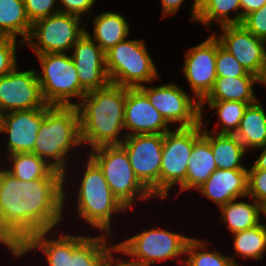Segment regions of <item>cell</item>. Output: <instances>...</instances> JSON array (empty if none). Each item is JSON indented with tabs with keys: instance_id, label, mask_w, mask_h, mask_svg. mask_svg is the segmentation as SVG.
<instances>
[{
	"instance_id": "obj_44",
	"label": "cell",
	"mask_w": 266,
	"mask_h": 266,
	"mask_svg": "<svg viewBox=\"0 0 266 266\" xmlns=\"http://www.w3.org/2000/svg\"><path fill=\"white\" fill-rule=\"evenodd\" d=\"M209 0H194L192 6L191 18L196 21L198 11L208 2Z\"/></svg>"
},
{
	"instance_id": "obj_5",
	"label": "cell",
	"mask_w": 266,
	"mask_h": 266,
	"mask_svg": "<svg viewBox=\"0 0 266 266\" xmlns=\"http://www.w3.org/2000/svg\"><path fill=\"white\" fill-rule=\"evenodd\" d=\"M110 83L139 88L160 78L144 40H123L105 52Z\"/></svg>"
},
{
	"instance_id": "obj_22",
	"label": "cell",
	"mask_w": 266,
	"mask_h": 266,
	"mask_svg": "<svg viewBox=\"0 0 266 266\" xmlns=\"http://www.w3.org/2000/svg\"><path fill=\"white\" fill-rule=\"evenodd\" d=\"M258 76L217 77L211 91L202 101H241L249 105L258 101L253 86Z\"/></svg>"
},
{
	"instance_id": "obj_29",
	"label": "cell",
	"mask_w": 266,
	"mask_h": 266,
	"mask_svg": "<svg viewBox=\"0 0 266 266\" xmlns=\"http://www.w3.org/2000/svg\"><path fill=\"white\" fill-rule=\"evenodd\" d=\"M8 157L12 164L10 169L5 170L22 181L46 178L54 170L44 159L32 152L10 154Z\"/></svg>"
},
{
	"instance_id": "obj_24",
	"label": "cell",
	"mask_w": 266,
	"mask_h": 266,
	"mask_svg": "<svg viewBox=\"0 0 266 266\" xmlns=\"http://www.w3.org/2000/svg\"><path fill=\"white\" fill-rule=\"evenodd\" d=\"M93 35L88 31L86 33L94 39L99 47L108 51L120 41L129 36V23L123 15L114 12H104L94 18Z\"/></svg>"
},
{
	"instance_id": "obj_15",
	"label": "cell",
	"mask_w": 266,
	"mask_h": 266,
	"mask_svg": "<svg viewBox=\"0 0 266 266\" xmlns=\"http://www.w3.org/2000/svg\"><path fill=\"white\" fill-rule=\"evenodd\" d=\"M222 35L216 38L249 73L259 76L266 55V41L256 37L242 24L220 26Z\"/></svg>"
},
{
	"instance_id": "obj_13",
	"label": "cell",
	"mask_w": 266,
	"mask_h": 266,
	"mask_svg": "<svg viewBox=\"0 0 266 266\" xmlns=\"http://www.w3.org/2000/svg\"><path fill=\"white\" fill-rule=\"evenodd\" d=\"M45 105L36 70L18 72L16 66L0 77L1 114L43 108Z\"/></svg>"
},
{
	"instance_id": "obj_28",
	"label": "cell",
	"mask_w": 266,
	"mask_h": 266,
	"mask_svg": "<svg viewBox=\"0 0 266 266\" xmlns=\"http://www.w3.org/2000/svg\"><path fill=\"white\" fill-rule=\"evenodd\" d=\"M102 234L97 237L87 236L73 251L70 266H103L111 253L115 252V245L109 246L107 243L106 238L111 235Z\"/></svg>"
},
{
	"instance_id": "obj_40",
	"label": "cell",
	"mask_w": 266,
	"mask_h": 266,
	"mask_svg": "<svg viewBox=\"0 0 266 266\" xmlns=\"http://www.w3.org/2000/svg\"><path fill=\"white\" fill-rule=\"evenodd\" d=\"M265 3L266 0H240L242 21L247 14L260 9Z\"/></svg>"
},
{
	"instance_id": "obj_31",
	"label": "cell",
	"mask_w": 266,
	"mask_h": 266,
	"mask_svg": "<svg viewBox=\"0 0 266 266\" xmlns=\"http://www.w3.org/2000/svg\"><path fill=\"white\" fill-rule=\"evenodd\" d=\"M234 249L245 259L261 260L266 250V224L234 233Z\"/></svg>"
},
{
	"instance_id": "obj_18",
	"label": "cell",
	"mask_w": 266,
	"mask_h": 266,
	"mask_svg": "<svg viewBox=\"0 0 266 266\" xmlns=\"http://www.w3.org/2000/svg\"><path fill=\"white\" fill-rule=\"evenodd\" d=\"M124 129L131 130L128 136L135 134H165L168 123L150 103L139 88H127Z\"/></svg>"
},
{
	"instance_id": "obj_21",
	"label": "cell",
	"mask_w": 266,
	"mask_h": 266,
	"mask_svg": "<svg viewBox=\"0 0 266 266\" xmlns=\"http://www.w3.org/2000/svg\"><path fill=\"white\" fill-rule=\"evenodd\" d=\"M188 161L186 179L180 186V192L196 190L217 169L209 140L203 134L195 141Z\"/></svg>"
},
{
	"instance_id": "obj_20",
	"label": "cell",
	"mask_w": 266,
	"mask_h": 266,
	"mask_svg": "<svg viewBox=\"0 0 266 266\" xmlns=\"http://www.w3.org/2000/svg\"><path fill=\"white\" fill-rule=\"evenodd\" d=\"M51 231H41L31 235L16 251L15 257L20 258L30 250L40 249L47 257L49 266H70L73 251L87 238L67 233L58 239L49 240L47 235Z\"/></svg>"
},
{
	"instance_id": "obj_9",
	"label": "cell",
	"mask_w": 266,
	"mask_h": 266,
	"mask_svg": "<svg viewBox=\"0 0 266 266\" xmlns=\"http://www.w3.org/2000/svg\"><path fill=\"white\" fill-rule=\"evenodd\" d=\"M187 237L164 229H144L141 233L115 244V252L132 257L136 266H150L155 262L185 254Z\"/></svg>"
},
{
	"instance_id": "obj_36",
	"label": "cell",
	"mask_w": 266,
	"mask_h": 266,
	"mask_svg": "<svg viewBox=\"0 0 266 266\" xmlns=\"http://www.w3.org/2000/svg\"><path fill=\"white\" fill-rule=\"evenodd\" d=\"M247 196L257 203L266 200V170L248 169Z\"/></svg>"
},
{
	"instance_id": "obj_1",
	"label": "cell",
	"mask_w": 266,
	"mask_h": 266,
	"mask_svg": "<svg viewBox=\"0 0 266 266\" xmlns=\"http://www.w3.org/2000/svg\"><path fill=\"white\" fill-rule=\"evenodd\" d=\"M64 183V173L56 169L33 181L0 170V236L15 251L31 235L52 231L62 221Z\"/></svg>"
},
{
	"instance_id": "obj_27",
	"label": "cell",
	"mask_w": 266,
	"mask_h": 266,
	"mask_svg": "<svg viewBox=\"0 0 266 266\" xmlns=\"http://www.w3.org/2000/svg\"><path fill=\"white\" fill-rule=\"evenodd\" d=\"M220 206L221 219L231 233H237L260 224L259 203L234 202Z\"/></svg>"
},
{
	"instance_id": "obj_32",
	"label": "cell",
	"mask_w": 266,
	"mask_h": 266,
	"mask_svg": "<svg viewBox=\"0 0 266 266\" xmlns=\"http://www.w3.org/2000/svg\"><path fill=\"white\" fill-rule=\"evenodd\" d=\"M207 242L196 238H190L185 248V259L181 258L184 266H230L235 263L234 257H228L214 250H206ZM199 249V250H198Z\"/></svg>"
},
{
	"instance_id": "obj_19",
	"label": "cell",
	"mask_w": 266,
	"mask_h": 266,
	"mask_svg": "<svg viewBox=\"0 0 266 266\" xmlns=\"http://www.w3.org/2000/svg\"><path fill=\"white\" fill-rule=\"evenodd\" d=\"M248 169H216L196 190L218 207L247 197Z\"/></svg>"
},
{
	"instance_id": "obj_6",
	"label": "cell",
	"mask_w": 266,
	"mask_h": 266,
	"mask_svg": "<svg viewBox=\"0 0 266 266\" xmlns=\"http://www.w3.org/2000/svg\"><path fill=\"white\" fill-rule=\"evenodd\" d=\"M89 153L102 170L113 195L126 209L137 199L154 197L133 172L126 150L120 144L100 146Z\"/></svg>"
},
{
	"instance_id": "obj_4",
	"label": "cell",
	"mask_w": 266,
	"mask_h": 266,
	"mask_svg": "<svg viewBox=\"0 0 266 266\" xmlns=\"http://www.w3.org/2000/svg\"><path fill=\"white\" fill-rule=\"evenodd\" d=\"M78 188V217L104 234L111 235V218L126 208L113 195L102 170L89 157Z\"/></svg>"
},
{
	"instance_id": "obj_14",
	"label": "cell",
	"mask_w": 266,
	"mask_h": 266,
	"mask_svg": "<svg viewBox=\"0 0 266 266\" xmlns=\"http://www.w3.org/2000/svg\"><path fill=\"white\" fill-rule=\"evenodd\" d=\"M216 33L186 52L183 74L196 99L201 102L214 86L216 76Z\"/></svg>"
},
{
	"instance_id": "obj_3",
	"label": "cell",
	"mask_w": 266,
	"mask_h": 266,
	"mask_svg": "<svg viewBox=\"0 0 266 266\" xmlns=\"http://www.w3.org/2000/svg\"><path fill=\"white\" fill-rule=\"evenodd\" d=\"M79 113L76 106H44V120L33 152L54 169L64 173L69 151L81 145ZM53 161V162H52Z\"/></svg>"
},
{
	"instance_id": "obj_16",
	"label": "cell",
	"mask_w": 266,
	"mask_h": 266,
	"mask_svg": "<svg viewBox=\"0 0 266 266\" xmlns=\"http://www.w3.org/2000/svg\"><path fill=\"white\" fill-rule=\"evenodd\" d=\"M71 56L81 87L86 91L97 90L110 84L106 69L105 52L85 32L74 44Z\"/></svg>"
},
{
	"instance_id": "obj_46",
	"label": "cell",
	"mask_w": 266,
	"mask_h": 266,
	"mask_svg": "<svg viewBox=\"0 0 266 266\" xmlns=\"http://www.w3.org/2000/svg\"><path fill=\"white\" fill-rule=\"evenodd\" d=\"M259 213L266 216V200L259 203Z\"/></svg>"
},
{
	"instance_id": "obj_11",
	"label": "cell",
	"mask_w": 266,
	"mask_h": 266,
	"mask_svg": "<svg viewBox=\"0 0 266 266\" xmlns=\"http://www.w3.org/2000/svg\"><path fill=\"white\" fill-rule=\"evenodd\" d=\"M163 137L164 134L126 135L120 144L126 150L133 172L154 197H159Z\"/></svg>"
},
{
	"instance_id": "obj_23",
	"label": "cell",
	"mask_w": 266,
	"mask_h": 266,
	"mask_svg": "<svg viewBox=\"0 0 266 266\" xmlns=\"http://www.w3.org/2000/svg\"><path fill=\"white\" fill-rule=\"evenodd\" d=\"M202 134L209 140L217 169H247L241 164L246 149L234 134H215L206 129Z\"/></svg>"
},
{
	"instance_id": "obj_37",
	"label": "cell",
	"mask_w": 266,
	"mask_h": 266,
	"mask_svg": "<svg viewBox=\"0 0 266 266\" xmlns=\"http://www.w3.org/2000/svg\"><path fill=\"white\" fill-rule=\"evenodd\" d=\"M27 17L33 23L36 20L59 13L55 4L57 0H23Z\"/></svg>"
},
{
	"instance_id": "obj_26",
	"label": "cell",
	"mask_w": 266,
	"mask_h": 266,
	"mask_svg": "<svg viewBox=\"0 0 266 266\" xmlns=\"http://www.w3.org/2000/svg\"><path fill=\"white\" fill-rule=\"evenodd\" d=\"M31 26L23 0H0V36L16 39L19 34L23 37L18 42L20 47L25 44Z\"/></svg>"
},
{
	"instance_id": "obj_2",
	"label": "cell",
	"mask_w": 266,
	"mask_h": 266,
	"mask_svg": "<svg viewBox=\"0 0 266 266\" xmlns=\"http://www.w3.org/2000/svg\"><path fill=\"white\" fill-rule=\"evenodd\" d=\"M127 88L115 84L87 92L76 103L79 113L81 143L93 150L100 146L119 145L124 130V111Z\"/></svg>"
},
{
	"instance_id": "obj_25",
	"label": "cell",
	"mask_w": 266,
	"mask_h": 266,
	"mask_svg": "<svg viewBox=\"0 0 266 266\" xmlns=\"http://www.w3.org/2000/svg\"><path fill=\"white\" fill-rule=\"evenodd\" d=\"M263 108L260 101L248 105L234 134L246 150L266 145V113Z\"/></svg>"
},
{
	"instance_id": "obj_39",
	"label": "cell",
	"mask_w": 266,
	"mask_h": 266,
	"mask_svg": "<svg viewBox=\"0 0 266 266\" xmlns=\"http://www.w3.org/2000/svg\"><path fill=\"white\" fill-rule=\"evenodd\" d=\"M58 2H61L60 12L82 17L81 15L85 13L92 14L89 11L95 0H58Z\"/></svg>"
},
{
	"instance_id": "obj_43",
	"label": "cell",
	"mask_w": 266,
	"mask_h": 266,
	"mask_svg": "<svg viewBox=\"0 0 266 266\" xmlns=\"http://www.w3.org/2000/svg\"><path fill=\"white\" fill-rule=\"evenodd\" d=\"M103 266H136V265H134L130 262H125L122 259H120V260L115 259L111 253V255L104 262Z\"/></svg>"
},
{
	"instance_id": "obj_17",
	"label": "cell",
	"mask_w": 266,
	"mask_h": 266,
	"mask_svg": "<svg viewBox=\"0 0 266 266\" xmlns=\"http://www.w3.org/2000/svg\"><path fill=\"white\" fill-rule=\"evenodd\" d=\"M44 120V107L12 111L1 116L0 133H7V153L33 152L40 125Z\"/></svg>"
},
{
	"instance_id": "obj_48",
	"label": "cell",
	"mask_w": 266,
	"mask_h": 266,
	"mask_svg": "<svg viewBox=\"0 0 266 266\" xmlns=\"http://www.w3.org/2000/svg\"><path fill=\"white\" fill-rule=\"evenodd\" d=\"M230 266H239L236 262L232 263Z\"/></svg>"
},
{
	"instance_id": "obj_7",
	"label": "cell",
	"mask_w": 266,
	"mask_h": 266,
	"mask_svg": "<svg viewBox=\"0 0 266 266\" xmlns=\"http://www.w3.org/2000/svg\"><path fill=\"white\" fill-rule=\"evenodd\" d=\"M42 72H37L41 94L51 106H76L71 97H82L87 93L80 84L75 64L66 53L36 55Z\"/></svg>"
},
{
	"instance_id": "obj_42",
	"label": "cell",
	"mask_w": 266,
	"mask_h": 266,
	"mask_svg": "<svg viewBox=\"0 0 266 266\" xmlns=\"http://www.w3.org/2000/svg\"><path fill=\"white\" fill-rule=\"evenodd\" d=\"M257 149H262L259 158L255 161L253 166H251L249 169H263L266 170V145Z\"/></svg>"
},
{
	"instance_id": "obj_35",
	"label": "cell",
	"mask_w": 266,
	"mask_h": 266,
	"mask_svg": "<svg viewBox=\"0 0 266 266\" xmlns=\"http://www.w3.org/2000/svg\"><path fill=\"white\" fill-rule=\"evenodd\" d=\"M17 39L0 36V77L5 76L17 66Z\"/></svg>"
},
{
	"instance_id": "obj_12",
	"label": "cell",
	"mask_w": 266,
	"mask_h": 266,
	"mask_svg": "<svg viewBox=\"0 0 266 266\" xmlns=\"http://www.w3.org/2000/svg\"><path fill=\"white\" fill-rule=\"evenodd\" d=\"M139 89L168 124L179 123L178 127H191L201 123L200 102L194 94L188 95L177 84L169 83L157 87L143 85Z\"/></svg>"
},
{
	"instance_id": "obj_47",
	"label": "cell",
	"mask_w": 266,
	"mask_h": 266,
	"mask_svg": "<svg viewBox=\"0 0 266 266\" xmlns=\"http://www.w3.org/2000/svg\"><path fill=\"white\" fill-rule=\"evenodd\" d=\"M0 243L6 245L10 252H12L13 256H15V250L0 236Z\"/></svg>"
},
{
	"instance_id": "obj_33",
	"label": "cell",
	"mask_w": 266,
	"mask_h": 266,
	"mask_svg": "<svg viewBox=\"0 0 266 266\" xmlns=\"http://www.w3.org/2000/svg\"><path fill=\"white\" fill-rule=\"evenodd\" d=\"M208 102V105L212 109H217L218 119L222 123V128L218 132V134H235L239 128L241 119L244 115L246 108L248 107V103L241 101H201L200 109H201V117L203 116V104Z\"/></svg>"
},
{
	"instance_id": "obj_38",
	"label": "cell",
	"mask_w": 266,
	"mask_h": 266,
	"mask_svg": "<svg viewBox=\"0 0 266 266\" xmlns=\"http://www.w3.org/2000/svg\"><path fill=\"white\" fill-rule=\"evenodd\" d=\"M241 24L253 35L266 41V3L247 14Z\"/></svg>"
},
{
	"instance_id": "obj_41",
	"label": "cell",
	"mask_w": 266,
	"mask_h": 266,
	"mask_svg": "<svg viewBox=\"0 0 266 266\" xmlns=\"http://www.w3.org/2000/svg\"><path fill=\"white\" fill-rule=\"evenodd\" d=\"M184 0H161L163 15H173L178 12Z\"/></svg>"
},
{
	"instance_id": "obj_34",
	"label": "cell",
	"mask_w": 266,
	"mask_h": 266,
	"mask_svg": "<svg viewBox=\"0 0 266 266\" xmlns=\"http://www.w3.org/2000/svg\"><path fill=\"white\" fill-rule=\"evenodd\" d=\"M215 70L217 77L256 76L249 73L217 38Z\"/></svg>"
},
{
	"instance_id": "obj_10",
	"label": "cell",
	"mask_w": 266,
	"mask_h": 266,
	"mask_svg": "<svg viewBox=\"0 0 266 266\" xmlns=\"http://www.w3.org/2000/svg\"><path fill=\"white\" fill-rule=\"evenodd\" d=\"M81 18L59 12L36 20L32 23L30 34L25 42L29 43L36 55L66 53L86 32L81 27Z\"/></svg>"
},
{
	"instance_id": "obj_8",
	"label": "cell",
	"mask_w": 266,
	"mask_h": 266,
	"mask_svg": "<svg viewBox=\"0 0 266 266\" xmlns=\"http://www.w3.org/2000/svg\"><path fill=\"white\" fill-rule=\"evenodd\" d=\"M191 127H177L163 137V149L159 174V198L168 197V191L185 182L188 163L195 141L202 135V122Z\"/></svg>"
},
{
	"instance_id": "obj_45",
	"label": "cell",
	"mask_w": 266,
	"mask_h": 266,
	"mask_svg": "<svg viewBox=\"0 0 266 266\" xmlns=\"http://www.w3.org/2000/svg\"><path fill=\"white\" fill-rule=\"evenodd\" d=\"M258 82L264 83L266 86V55H265L262 71L260 75L258 76Z\"/></svg>"
},
{
	"instance_id": "obj_30",
	"label": "cell",
	"mask_w": 266,
	"mask_h": 266,
	"mask_svg": "<svg viewBox=\"0 0 266 266\" xmlns=\"http://www.w3.org/2000/svg\"><path fill=\"white\" fill-rule=\"evenodd\" d=\"M240 0H209L199 11L196 21L204 24L207 28L211 22H217L219 26L241 24L242 11ZM237 12L235 17L230 18V12Z\"/></svg>"
}]
</instances>
